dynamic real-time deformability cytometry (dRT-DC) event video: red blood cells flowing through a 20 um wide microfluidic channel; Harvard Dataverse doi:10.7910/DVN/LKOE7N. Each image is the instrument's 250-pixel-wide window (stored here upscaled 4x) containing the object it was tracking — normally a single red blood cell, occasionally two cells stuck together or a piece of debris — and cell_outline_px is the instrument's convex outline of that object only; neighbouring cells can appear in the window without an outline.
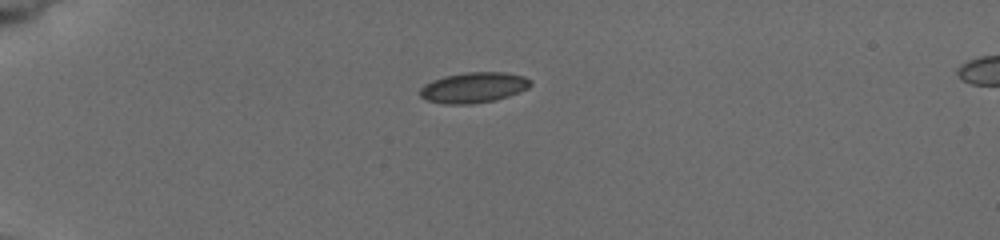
{"species": "common noctule bat (a hibernating species)", "species_latin": "Nyctalus noctula", "temperature_condition": "cold", "stored_images_in_passage": 5, "camera_frame_rate_fps": 3000, "um_per_image_px": 0.085, "animal": {"sex": "female", "body_mass_g": 19.5, "forearm_length_mm": 54.1}, "frame": {"image": 1, "passage_image": 1, "time_ms": 0.0, "image_size_px": [1000, 240], "cell_outline_px": [[532, 84], [528, 88], [520, 92], [496, 100], [472, 104], [444, 104], [424, 100], [420, 96], [420, 88], [424, 84], [432, 80], [444, 76], [464, 72], [504, 72], [524, 76], [532, 80]], "centroid_in_image_um": [40.25, 7.44], "position_along_channel_um": 44.7, "area_um2": 19.94}}
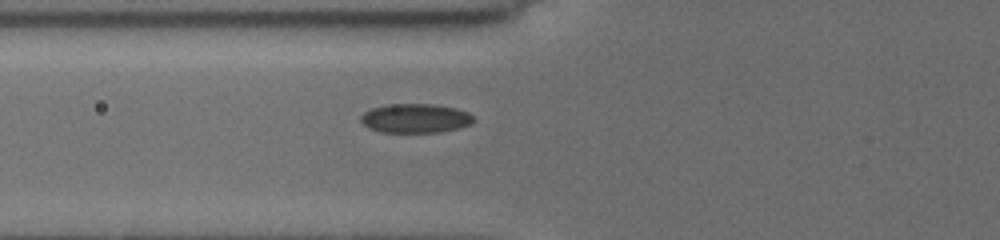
{"frame": {"image": 2, "passage_image": 4, "time_ms": 2.333, "image_size_px": [1000, 240], "cell_outline_px": [[476, 120], [472, 124], [440, 132], [380, 132], [368, 128], [360, 120], [360, 116], [364, 112], [372, 108], [388, 104], [436, 104], [456, 108], [468, 112]], "centroid_in_image_um": [35.31, 10.05], "position_along_channel_um": 90.5, "area_um2": 19.25}}